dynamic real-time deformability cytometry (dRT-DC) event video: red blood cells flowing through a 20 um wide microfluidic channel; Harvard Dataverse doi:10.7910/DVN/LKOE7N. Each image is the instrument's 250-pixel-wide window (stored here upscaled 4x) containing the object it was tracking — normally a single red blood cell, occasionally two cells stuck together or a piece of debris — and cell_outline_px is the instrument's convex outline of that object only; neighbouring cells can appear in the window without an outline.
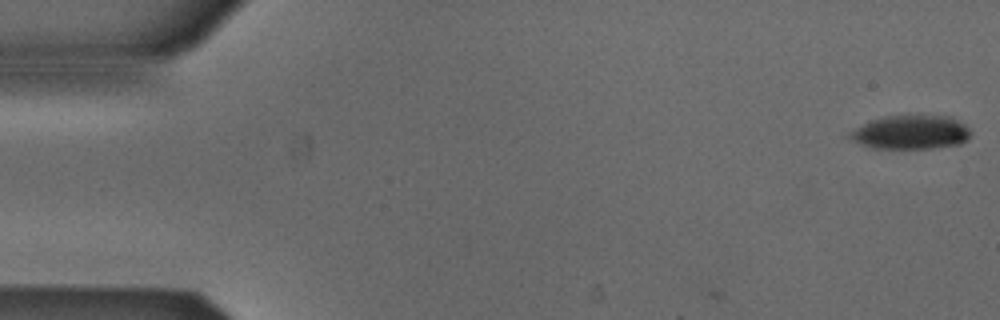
{"species": "Egyptian fruit bat (a non-hibernating species)", "species_latin": "Rousettus aegyptiacus", "temperature_condition": "cold", "stored_images_in_passage": 3, "camera_frame_rate_fps": 3000, "um_per_image_px": 0.085, "animal": {"sex": "male"}, "frame": {"image": 1, "passage_image": 1, "time_ms": 0.0, "image_size_px": [1000, 320], "cell_outline_px": [[972, 132], [968, 140], [960, 144], [932, 148], [872, 148], [860, 144], [844, 136], [848, 132], [872, 120], [884, 116], [948, 116], [964, 124]], "centroid_in_image_um": [77.4, 11.26], "position_along_channel_um": 7.6, "area_um2": 23.81}}